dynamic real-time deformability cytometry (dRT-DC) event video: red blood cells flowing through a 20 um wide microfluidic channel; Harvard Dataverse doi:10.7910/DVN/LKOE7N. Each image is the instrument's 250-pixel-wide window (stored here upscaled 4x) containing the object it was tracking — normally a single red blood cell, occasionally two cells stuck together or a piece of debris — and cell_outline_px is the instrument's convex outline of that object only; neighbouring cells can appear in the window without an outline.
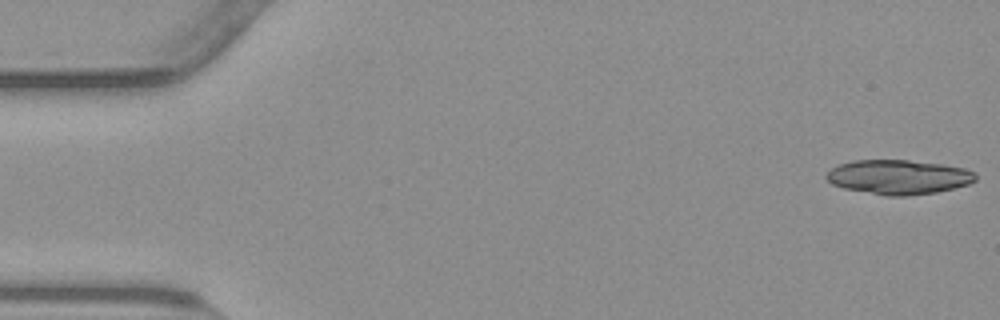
{"species": "common noctule bat (a hibernating species)", "species_latin": "Nyctalus noctula", "temperature_condition": "warm", "stored_images_in_passage": 17, "camera_frame_rate_fps": 3000, "um_per_image_px": 0.085, "animal": {"sex": "male", "body_mass_g": 23.1, "forearm_length_mm": 52.7}, "frame": {"image": 1, "passage_image": 1, "time_ms": 0.0, "image_size_px": [1000, 320], "cell_outline_px": [[976, 180], [968, 184], [936, 192], [908, 196], [888, 196], [844, 188], [832, 184], [824, 176], [832, 168], [840, 164], [852, 160], [908, 160], [940, 164], [964, 168], [976, 172]], "centroid_in_image_um": [76.37, 15.04], "position_along_channel_um": 8.6, "area_um2": 29.82}}